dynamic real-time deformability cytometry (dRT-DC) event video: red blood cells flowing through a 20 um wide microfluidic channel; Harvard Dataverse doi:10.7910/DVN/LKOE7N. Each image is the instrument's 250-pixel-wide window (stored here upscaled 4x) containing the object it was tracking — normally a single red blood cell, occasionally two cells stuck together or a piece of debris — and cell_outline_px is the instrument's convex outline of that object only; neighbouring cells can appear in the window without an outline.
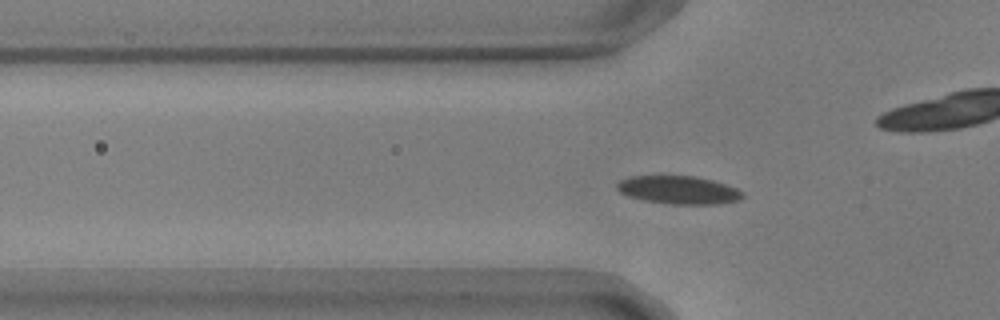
{"species": "common noctule bat (a hibernating species)", "species_latin": "Nyctalus noctula", "temperature_condition": "warm", "stored_images_in_passage": 43, "camera_frame_rate_fps": 3000, "um_per_image_px": 0.085, "animal": {"sex": "male", "body_mass_g": 17.9, "forearm_length_mm": 54.2}, "frame": {"image": 1, "passage_image": 5, "time_ms": 1.333, "image_size_px": [1000, 320], "cell_outline_px": [[744, 196], [740, 200], [720, 204], [672, 204], [644, 200], [628, 196], [620, 192], [616, 188], [616, 184], [620, 180], [632, 176], [696, 176], [712, 180], [736, 188], [744, 192]], "centroid_in_image_um": [57.7, 16.15], "position_along_channel_um": 68.1, "area_um2": 20.58}}
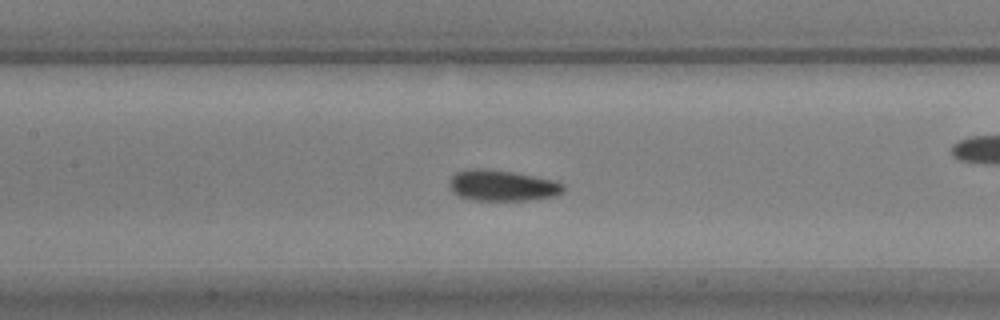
{"frame": {"image": 2, "passage_image": 13, "time_ms": 4.0, "image_size_px": [1000, 320], "cell_outline_px": [[564, 192], [556, 196], [532, 200], [472, 200], [460, 196], [452, 192], [448, 188], [448, 184], [452, 176], [456, 172], [468, 168], [484, 168], [512, 172], [556, 180], [564, 184]], "centroid_in_image_um": [42.69, 15.77], "position_along_channel_um": 164.7, "area_um2": 20.87}}
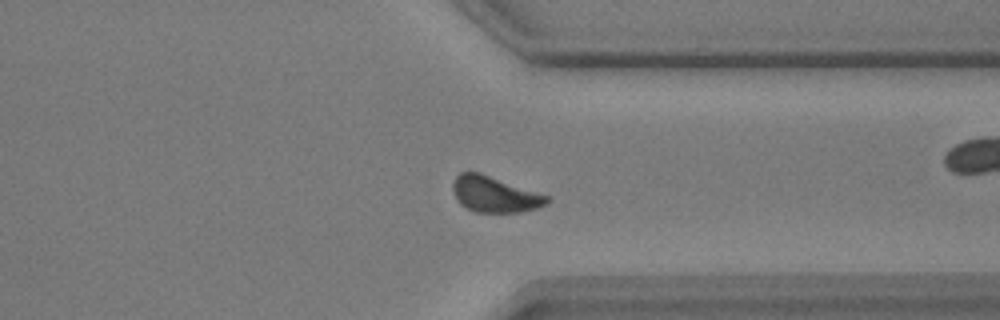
{"frame": {"image": 3, "passage_image": 30, "time_ms": 9.667, "image_size_px": [1000, 320], "cell_outline_px": [[552, 200], [548, 204], [536, 208], [520, 212], [476, 212], [460, 204], [456, 200], [452, 188], [452, 184], [456, 176], [460, 172], [480, 172], [548, 196]], "centroid_in_image_um": [42.03, 16.52], "position_along_channel_um": 369.4, "area_um2": 19.65}}